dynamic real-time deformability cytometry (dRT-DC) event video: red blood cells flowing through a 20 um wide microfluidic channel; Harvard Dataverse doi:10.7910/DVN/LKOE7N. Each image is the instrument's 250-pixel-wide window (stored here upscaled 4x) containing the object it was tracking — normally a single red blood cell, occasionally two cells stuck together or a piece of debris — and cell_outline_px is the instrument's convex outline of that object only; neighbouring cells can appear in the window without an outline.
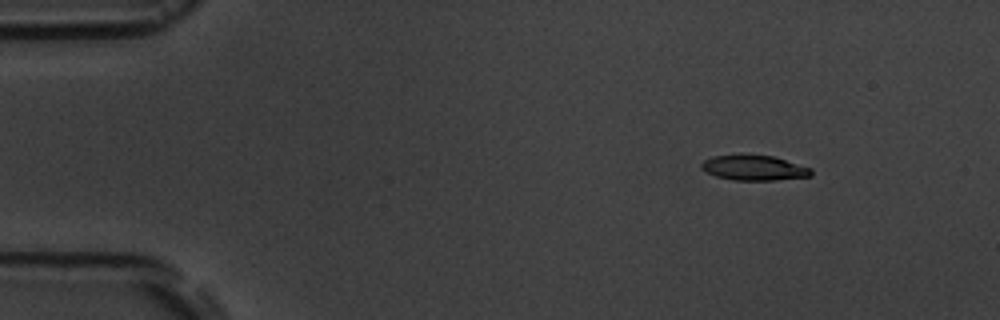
{"species": "common noctule bat (a hibernating species)", "species_latin": "Nyctalus noctula", "temperature_condition": "room temperature", "stored_images_in_passage": 5, "camera_frame_rate_fps": 3000, "um_per_image_px": 0.085, "animal": {"sex": "male", "body_mass_g": 19.5, "forearm_length_mm": 54.6}, "frame": {"image": 1, "passage_image": 1, "time_ms": 0.0, "image_size_px": [1000, 320], "cell_outline_px": [[812, 176], [776, 180], [736, 180], [716, 176], [700, 168], [700, 164], [704, 160], [712, 156], [740, 152], [772, 156], [812, 168]], "centroid_in_image_um": [64.06, 14.23], "position_along_channel_um": 20.9, "area_um2": 16.53}}
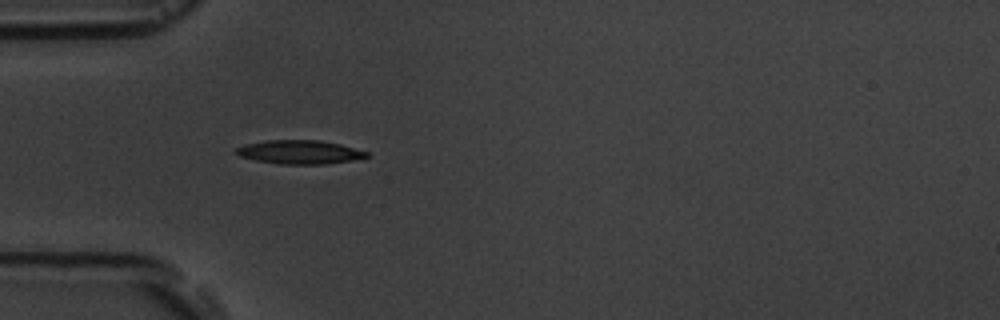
{"frame": {"image": 2, "passage_image": 4, "time_ms": 3.333, "image_size_px": [1000, 320], "cell_outline_px": [[368, 156], [352, 160], [324, 164], [280, 164], [256, 160], [240, 156], [232, 152], [236, 148], [244, 144], [268, 140], [320, 140], [340, 144], [368, 152]], "centroid_in_image_um": [25.42, 12.92], "position_along_channel_um": 59.6, "area_um2": 17.98}}
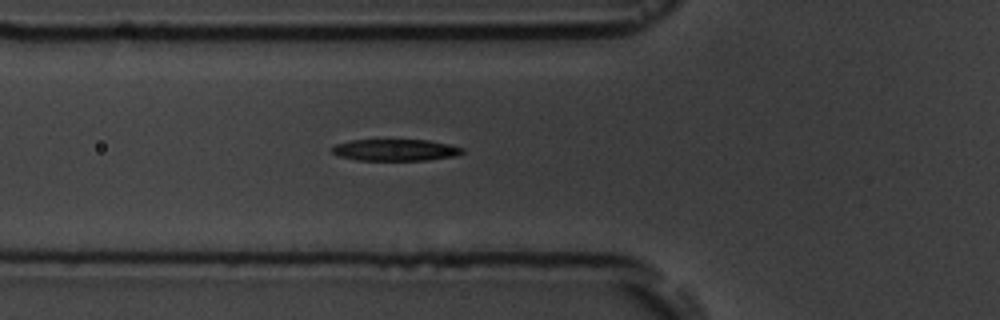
{"frame": {"image": 3, "passage_image": 5, "time_ms": 4.333, "image_size_px": [1000, 320], "cell_outline_px": [[464, 152], [456, 156], [428, 160], [356, 160], [340, 156], [332, 152], [332, 148], [336, 144], [352, 140], [428, 140], [448, 144], [464, 148]], "centroid_in_image_um": [33.64, 12.75], "position_along_channel_um": 92.2, "area_um2": 16.36}}